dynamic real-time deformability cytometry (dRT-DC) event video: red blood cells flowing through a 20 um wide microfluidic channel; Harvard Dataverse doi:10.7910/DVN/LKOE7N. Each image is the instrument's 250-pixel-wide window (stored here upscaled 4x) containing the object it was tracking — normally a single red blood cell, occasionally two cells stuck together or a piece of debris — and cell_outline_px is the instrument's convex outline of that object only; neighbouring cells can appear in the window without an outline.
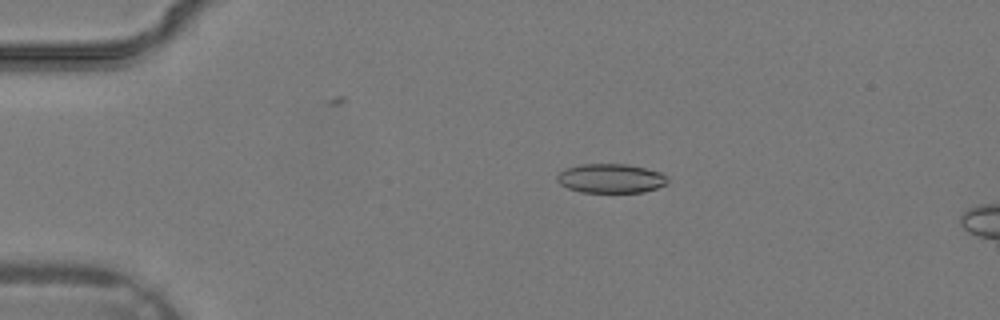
{"species": "common noctule bat (a hibernating species)", "species_latin": "Nyctalus noctula", "temperature_condition": "warm", "stored_images_in_passage": 11, "camera_frame_rate_fps": 3000, "um_per_image_px": 0.085, "animal": {"sex": "male", "body_mass_g": 19.2, "forearm_length_mm": 51.8}, "frame": {"image": 1, "passage_image": 8, "time_ms": 2.333, "image_size_px": [1000, 320], "cell_outline_px": [[668, 180], [664, 184], [656, 188], [644, 192], [580, 192], [568, 188], [560, 184], [556, 180], [556, 176], [564, 168], [580, 164], [624, 164], [644, 168], [660, 172]], "centroid_in_image_um": [51.85, 15.16], "position_along_channel_um": 33.2, "area_um2": 18.67}}